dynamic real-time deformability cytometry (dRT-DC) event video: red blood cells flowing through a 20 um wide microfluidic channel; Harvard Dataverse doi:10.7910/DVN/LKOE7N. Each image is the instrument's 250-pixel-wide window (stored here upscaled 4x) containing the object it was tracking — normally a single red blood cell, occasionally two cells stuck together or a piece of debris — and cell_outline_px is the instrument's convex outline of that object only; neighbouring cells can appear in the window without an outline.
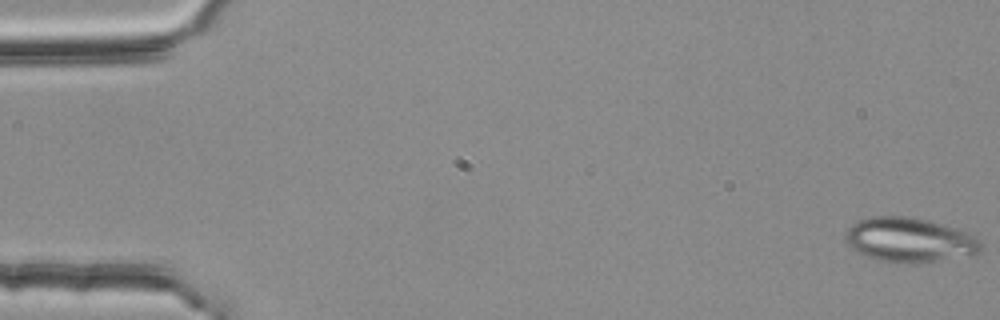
{"species": "common noctule bat (a hibernating species)", "species_latin": "Nyctalus noctula", "temperature_condition": "room temperature", "stored_images_in_passage": 54, "camera_frame_rate_fps": 3000, "um_per_image_px": 0.085, "animal": {"sex": "female", "body_mass_g": 25.1}, "frame": {"image": 1, "passage_image": 1, "time_ms": 0.0, "image_size_px": [1000, 320], "cell_outline_px": [[980, 252], [976, 256], [916, 264], [896, 264], [880, 260], [856, 252], [844, 240], [844, 236], [848, 228], [852, 224], [868, 216], [912, 216], [944, 224], [968, 232], [980, 240]], "centroid_in_image_um": [77.34, 20.41], "position_along_channel_um": 7.7, "area_um2": 36.01}}
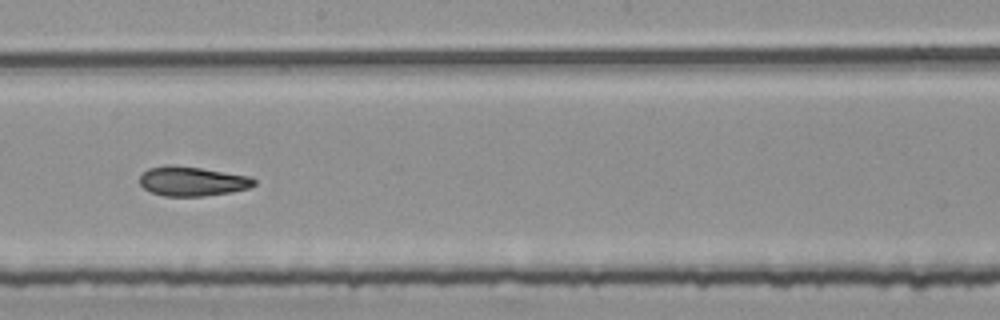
{"frame": {"image": 2, "passage_image": 31, "time_ms": 10.0, "image_size_px": [1000, 320], "cell_outline_px": [[256, 184], [248, 188], [232, 192], [204, 196], [164, 196], [152, 192], [144, 188], [140, 184], [140, 176], [148, 168], [164, 164], [172, 164], [200, 168], [248, 176], [256, 180]], "centroid_in_image_um": [16.32, 15.4], "position_along_channel_um": 231.9, "area_um2": 19.65}}
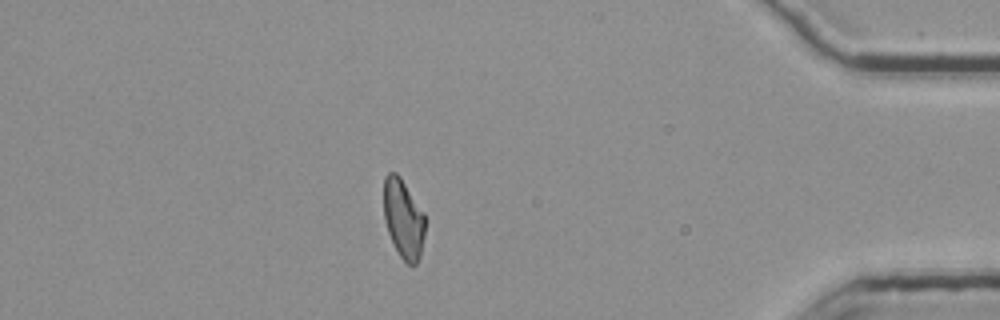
{"frame": {"image": 3, "passage_image": 48, "time_ms": 15.667, "image_size_px": [1000, 320], "cell_outline_px": [[424, 236], [420, 256], [416, 264], [408, 264], [400, 256], [388, 232], [384, 220], [384, 176], [388, 172], [396, 172], [400, 176], [424, 212]], "centroid_in_image_um": [34.28, 18.56], "position_along_channel_um": 400.9, "area_um2": 18.96}, "authors_computed_cell_mechanics": {"area_um2": 20.1722, "velocity_mm_per_s": 3.7754, "shape_relaxation_time_tau1_ms": 6.9545, "shape_relaxation_time_tau2_ms": 2.8754, "deformation_change_tau1": 0.1517, "deformation_change_tau2": 0.1016}}